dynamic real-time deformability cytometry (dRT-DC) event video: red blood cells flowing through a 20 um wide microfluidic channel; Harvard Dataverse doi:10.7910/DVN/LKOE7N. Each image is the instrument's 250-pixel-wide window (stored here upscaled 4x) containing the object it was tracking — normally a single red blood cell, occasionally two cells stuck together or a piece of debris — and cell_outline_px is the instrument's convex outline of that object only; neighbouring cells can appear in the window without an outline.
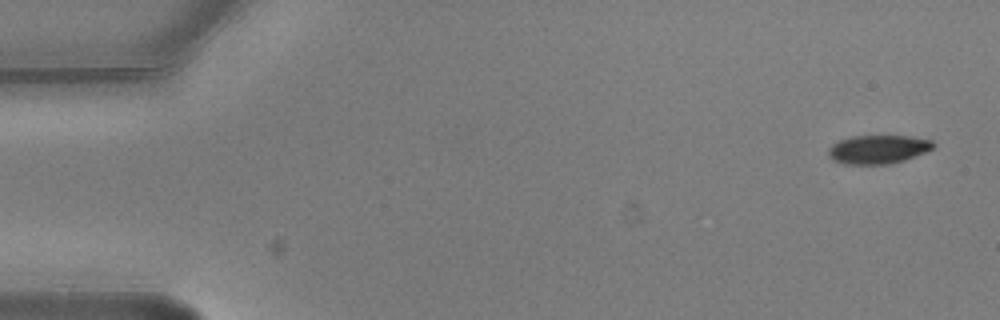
{"species": "common noctule bat (a hibernating species)", "species_latin": "Nyctalus noctula", "temperature_condition": "warm", "stored_images_in_passage": 5, "camera_frame_rate_fps": 3000, "um_per_image_px": 0.085, "animal": {"sex": "male", "body_mass_g": 20.5, "forearm_length_mm": 52.5}, "frame": {"image": 1, "passage_image": 1, "time_ms": 0.0, "image_size_px": [1000, 320], "cell_outline_px": [[936, 144], [932, 148], [924, 152], [904, 160], [888, 164], [844, 164], [832, 160], [828, 156], [828, 148], [832, 144], [840, 140], [852, 136], [912, 136], [932, 140]], "centroid_in_image_um": [74.61, 12.69], "position_along_channel_um": 10.4, "area_um2": 17.51}}
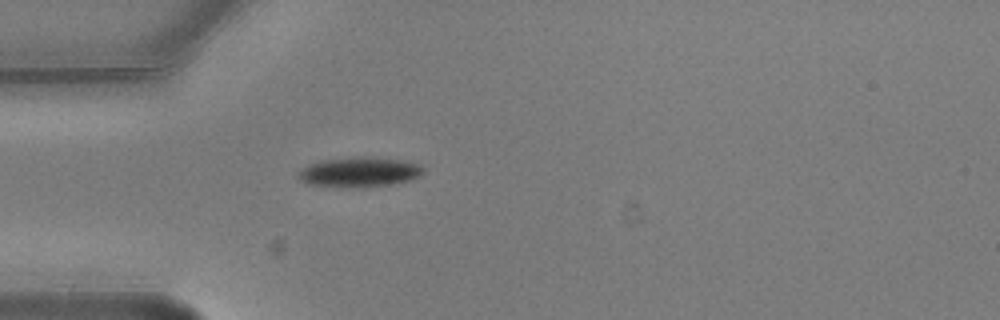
{"frame": {"image": 2, "passage_image": 5, "time_ms": 1.333, "image_size_px": [1000, 320], "cell_outline_px": [[424, 172], [420, 176], [408, 180], [388, 184], [308, 184], [300, 180], [296, 176], [300, 168], [308, 164], [320, 160], [356, 156], [372, 156], [400, 160], [420, 164], [424, 168]], "centroid_in_image_um": [30.54, 14.54], "position_along_channel_um": 54.5, "area_um2": 20.87}}